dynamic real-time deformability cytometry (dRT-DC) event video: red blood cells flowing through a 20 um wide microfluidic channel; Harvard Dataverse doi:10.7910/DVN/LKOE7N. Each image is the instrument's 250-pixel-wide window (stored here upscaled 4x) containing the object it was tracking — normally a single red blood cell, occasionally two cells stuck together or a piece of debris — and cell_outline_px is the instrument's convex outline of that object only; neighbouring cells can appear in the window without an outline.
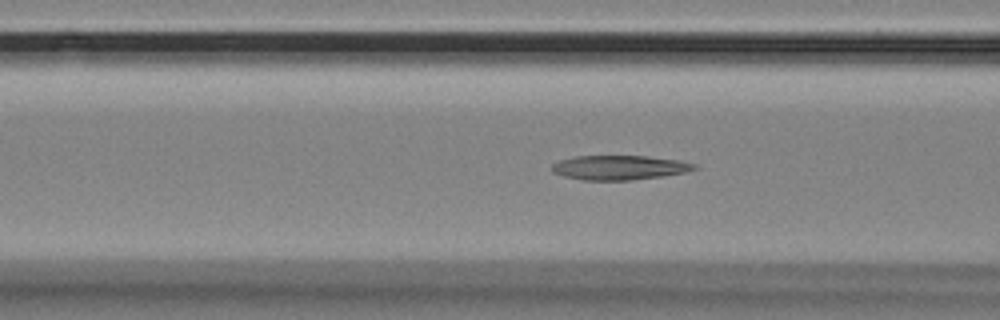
{"species": "Egyptian fruit bat (a non-hibernating species)", "species_latin": "Rousettus aegyptiacus", "temperature_condition": "room temperature", "stored_images_in_passage": 57, "camera_frame_rate_fps": 3000, "um_per_image_px": 0.085, "animal": {"sex": "female"}, "frame": {"image": 1, "passage_image": 21, "time_ms": 6.667, "image_size_px": [1000, 320], "cell_outline_px": [[696, 168], [684, 172], [660, 176], [632, 180], [584, 180], [564, 176], [552, 172], [552, 164], [560, 160], [576, 156], [644, 156], [676, 160], [692, 164]], "centroid_in_image_um": [52.55, 14.24], "position_along_channel_um": 114.0, "area_um2": 19.83}}
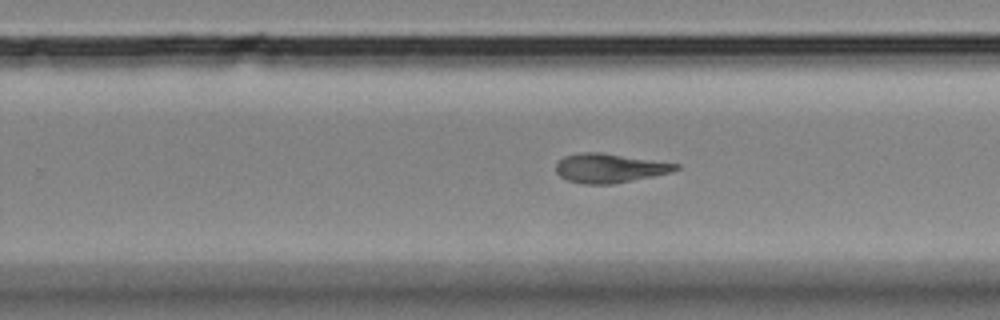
{"frame": {"image": 2, "passage_image": 35, "time_ms": 11.333, "image_size_px": [1000, 320], "cell_outline_px": [[680, 168], [672, 172], [612, 184], [584, 184], [568, 180], [560, 176], [556, 172], [556, 164], [564, 156], [580, 152], [600, 152], [680, 164]], "centroid_in_image_um": [51.8, 14.28], "position_along_channel_um": 278.0, "area_um2": 20.23}}
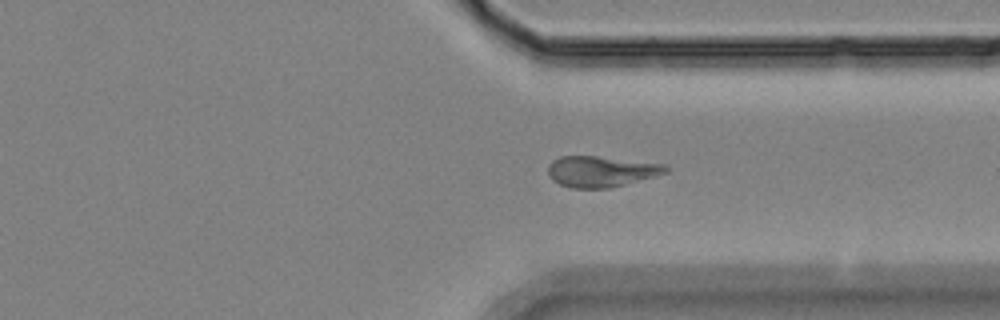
{"frame": {"image": 3, "passage_image": 42, "time_ms": 13.667, "image_size_px": [1000, 320], "cell_outline_px": [[668, 172], [612, 188], [572, 188], [560, 184], [552, 180], [548, 176], [548, 164], [552, 160], [560, 156], [596, 156], [668, 164]], "centroid_in_image_um": [51.08, 14.57], "position_along_channel_um": 360.3, "area_um2": 21.33}, "authors_computed_cell_mechanics": {"area_um2": 21.3282, "velocity_mm_per_s": 3.5148, "shape_relaxation_time_tau1_ms": 7.7954, "shape_relaxation_time_tau2_ms": 4.3991, "deformation_change_tau1": 0.1978, "deformation_change_tau2": 0.128}}